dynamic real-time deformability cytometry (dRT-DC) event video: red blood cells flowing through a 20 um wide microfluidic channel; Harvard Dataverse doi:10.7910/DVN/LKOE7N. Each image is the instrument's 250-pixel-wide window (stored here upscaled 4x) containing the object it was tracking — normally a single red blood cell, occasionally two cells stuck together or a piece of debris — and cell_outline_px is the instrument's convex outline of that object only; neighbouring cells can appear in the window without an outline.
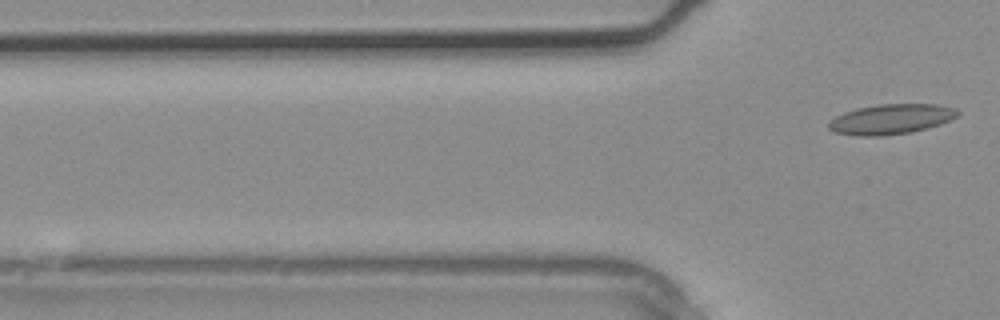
{"species": "common noctule bat (a hibernating species)", "species_latin": "Nyctalus noctula", "temperature_condition": "warm", "stored_images_in_passage": 4, "camera_frame_rate_fps": 3000, "um_per_image_px": 0.085, "animal": {"sex": "male", "body_mass_g": 20.4}, "frame": {"image": 1, "passage_image": 4, "time_ms": 1.0, "image_size_px": [1000, 320], "cell_outline_px": [[960, 112], [956, 116], [940, 124], [928, 128], [912, 132], [880, 136], [856, 136], [832, 132], [828, 128], [828, 124], [836, 116], [844, 112], [856, 108], [880, 104], [936, 104], [956, 108]], "centroid_in_image_um": [75.71, 10.13], "position_along_channel_um": 50.1, "area_um2": 22.66}}